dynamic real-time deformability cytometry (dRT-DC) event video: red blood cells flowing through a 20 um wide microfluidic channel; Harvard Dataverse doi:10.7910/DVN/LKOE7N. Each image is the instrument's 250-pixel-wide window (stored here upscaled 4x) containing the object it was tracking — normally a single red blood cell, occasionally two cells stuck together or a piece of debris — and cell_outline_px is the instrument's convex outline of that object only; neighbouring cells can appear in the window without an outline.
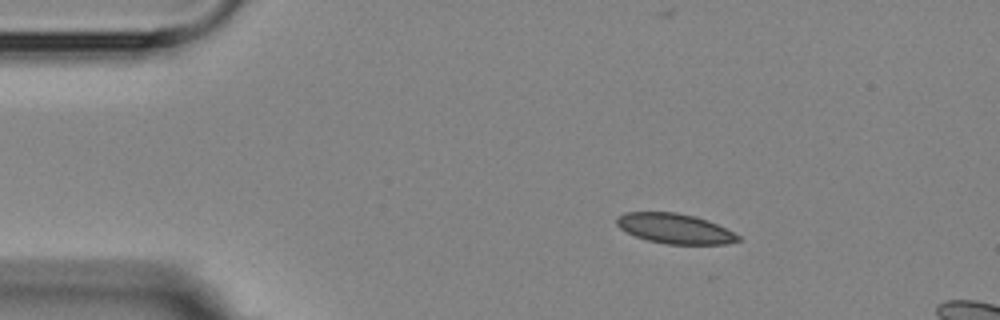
{"species": "Egyptian fruit bat (a non-hibernating species)", "species_latin": "Rousettus aegyptiacus", "temperature_condition": "room temperature", "stored_images_in_passage": 4, "camera_frame_rate_fps": 3000, "um_per_image_px": 0.085, "animal": {"sex": "female"}, "frame": {"image": 1, "passage_image": 2, "time_ms": 1.0, "image_size_px": [1000, 320], "cell_outline_px": [[740, 240], [728, 244], [668, 244], [648, 240], [636, 236], [620, 228], [616, 224], [616, 216], [624, 212], [676, 212], [696, 216], [708, 220], [740, 236]], "centroid_in_image_um": [57.34, 19.42], "position_along_channel_um": 27.7, "area_um2": 21.15}}